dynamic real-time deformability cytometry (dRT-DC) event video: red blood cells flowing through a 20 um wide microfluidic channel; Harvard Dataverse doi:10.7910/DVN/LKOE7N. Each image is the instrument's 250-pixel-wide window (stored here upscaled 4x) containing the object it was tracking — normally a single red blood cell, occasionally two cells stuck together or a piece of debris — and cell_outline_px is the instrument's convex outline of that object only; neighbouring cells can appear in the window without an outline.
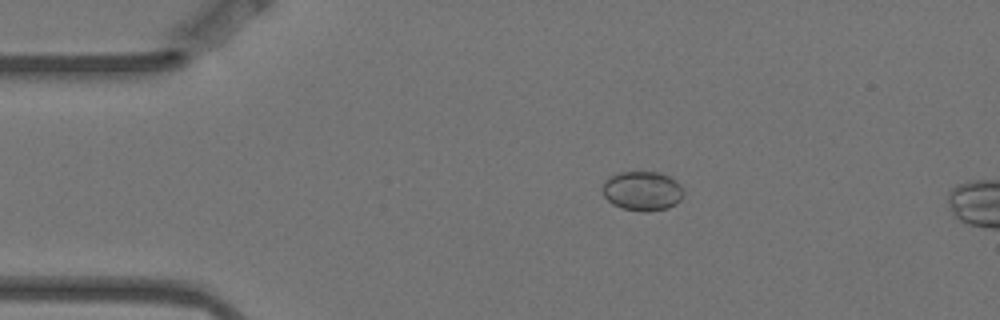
{"species": "Egyptian fruit bat (a non-hibernating species)", "species_latin": "Rousettus aegyptiacus", "temperature_condition": "warm", "stored_images_in_passage": 5, "camera_frame_rate_fps": 3000, "um_per_image_px": 0.085, "animal": {"sex": "female"}, "frame": {"image": 1, "passage_image": 3, "time_ms": 0.667, "image_size_px": [1000, 320], "cell_outline_px": [[684, 192], [680, 200], [676, 204], [668, 208], [648, 212], [644, 212], [620, 208], [612, 204], [604, 196], [604, 180], [620, 172], [660, 172], [668, 176], [680, 184]], "centroid_in_image_um": [54.62, 16.25], "position_along_channel_um": 30.4, "area_um2": 18.61}}